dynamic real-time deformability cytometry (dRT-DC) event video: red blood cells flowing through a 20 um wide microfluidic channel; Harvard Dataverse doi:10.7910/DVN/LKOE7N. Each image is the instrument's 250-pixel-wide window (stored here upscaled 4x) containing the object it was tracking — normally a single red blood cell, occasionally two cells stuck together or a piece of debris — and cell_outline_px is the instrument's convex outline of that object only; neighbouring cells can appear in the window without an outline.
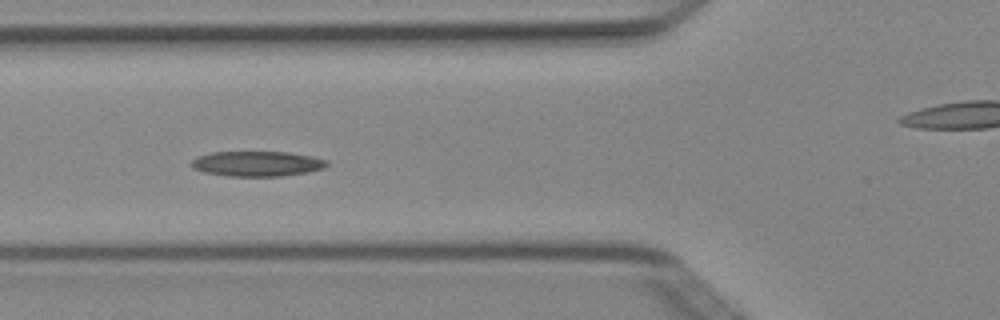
{"species": "Egyptian fruit bat (a non-hibernating species)", "species_latin": "Rousettus aegyptiacus", "temperature_condition": "cold", "stored_images_in_passage": 9, "camera_frame_rate_fps": 3000, "um_per_image_px": 0.085, "animal": {"sex": "female"}, "frame": {"image": 1, "passage_image": 6, "time_ms": 1.667, "image_size_px": [1000, 320], "cell_outline_px": [[328, 164], [324, 168], [308, 172], [280, 176], [228, 176], [204, 172], [192, 168], [188, 164], [196, 156], [208, 152], [288, 152], [328, 160]], "centroid_in_image_um": [21.78, 13.91], "position_along_channel_um": 104.0, "area_um2": 19.94}}
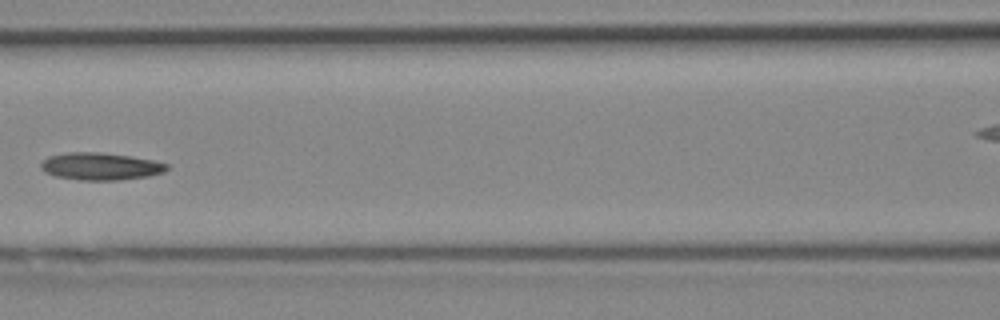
{"frame": {"image": 2, "passage_image": 7, "time_ms": 2.0, "image_size_px": [1000, 320], "cell_outline_px": [[168, 168], [164, 172], [148, 176], [120, 180], [80, 180], [56, 176], [44, 172], [40, 168], [40, 164], [48, 156], [68, 152], [100, 152], [128, 156], [152, 160], [168, 164]], "centroid_in_image_um": [8.52, 14.14], "position_along_channel_um": 158.1, "area_um2": 20.0}}
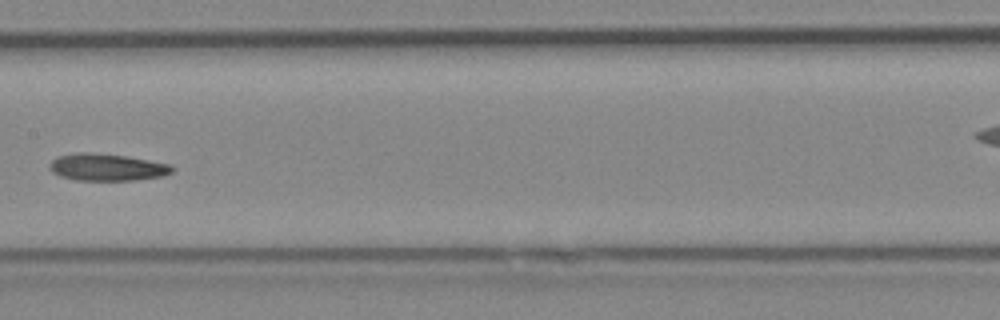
{"frame": {"image": 3, "passage_image": 8, "time_ms": 2.333, "image_size_px": [1000, 320], "cell_outline_px": [[176, 168], [172, 172], [164, 176], [136, 180], [76, 180], [60, 176], [52, 172], [48, 168], [48, 164], [52, 160], [60, 156], [80, 152], [88, 152], [128, 156], [172, 164]], "centroid_in_image_um": [9.14, 14.21], "position_along_channel_um": 198.3, "area_um2": 19.54}}